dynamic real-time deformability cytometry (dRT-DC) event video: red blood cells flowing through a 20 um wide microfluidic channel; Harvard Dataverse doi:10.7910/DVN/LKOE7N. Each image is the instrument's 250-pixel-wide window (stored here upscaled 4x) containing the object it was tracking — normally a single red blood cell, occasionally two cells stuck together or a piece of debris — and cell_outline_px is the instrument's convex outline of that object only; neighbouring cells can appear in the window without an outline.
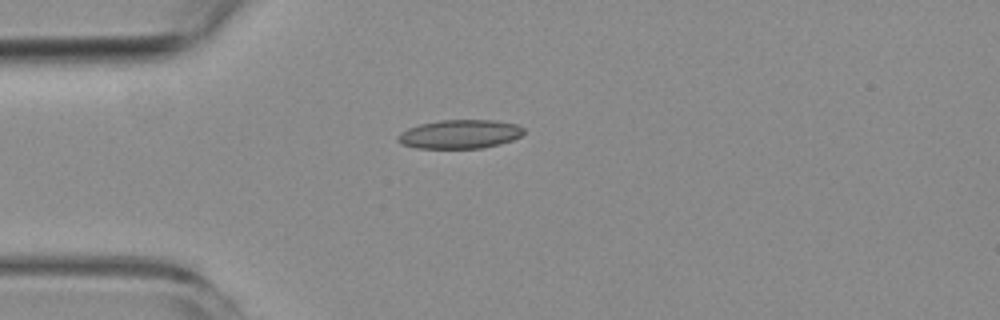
{"species": "common noctule bat (a hibernating species)", "species_latin": "Nyctalus noctula", "temperature_condition": "room temperature", "stored_images_in_passage": 1, "camera_frame_rate_fps": 3000, "um_per_image_px": 0.085, "animal": {"sex": "female", "body_mass_g": 19.3, "forearm_length_mm": 54.1}, "frame": {"image": 1, "passage_image": 1, "time_ms": 0.0, "image_size_px": [1000, 320], "cell_outline_px": [[524, 132], [520, 136], [512, 140], [500, 144], [484, 148], [416, 148], [400, 144], [396, 140], [396, 136], [400, 132], [408, 128], [420, 124], [440, 120], [496, 120], [516, 124], [524, 128]], "centroid_in_image_um": [39.06, 11.4], "position_along_channel_um": 45.9, "area_um2": 21.33}}